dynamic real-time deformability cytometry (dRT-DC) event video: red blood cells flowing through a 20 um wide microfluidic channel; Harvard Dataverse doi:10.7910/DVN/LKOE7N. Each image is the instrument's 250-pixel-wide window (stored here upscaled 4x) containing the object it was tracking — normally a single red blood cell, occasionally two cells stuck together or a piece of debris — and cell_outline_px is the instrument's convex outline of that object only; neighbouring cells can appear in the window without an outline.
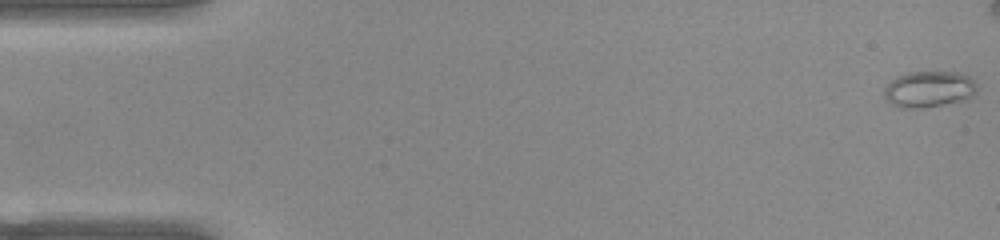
{"species": "common noctule bat (a hibernating species)", "species_latin": "Nyctalus noctula", "temperature_condition": "warm", "stored_images_in_passage": 43, "camera_frame_rate_fps": 3000, "um_per_image_px": 0.085, "animal": {"sex": "female", "body_mass_g": 22.0, "forearm_length_mm": 56.7}, "frame": {"image": 1, "passage_image": 1, "time_ms": 0.0, "image_size_px": [1000, 240], "cell_outline_px": [[972, 92], [968, 96], [956, 100], [940, 104], [920, 108], [900, 108], [888, 100], [884, 96], [884, 88], [896, 76], [908, 72], [956, 72], [968, 76], [972, 80]], "centroid_in_image_um": [78.82, 7.56], "position_along_channel_um": 6.2, "area_um2": 18.61}}
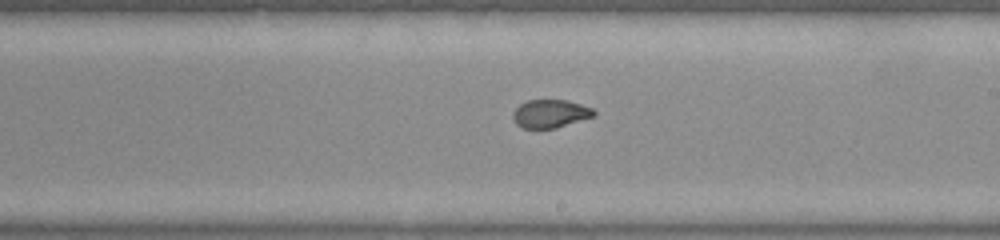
{"frame": {"image": 2, "passage_image": 30, "time_ms": 9.667, "image_size_px": [1000, 240], "cell_outline_px": [[596, 116], [556, 128], [520, 128], [516, 124], [512, 116], [512, 112], [520, 104], [528, 100], [568, 100], [592, 108], [596, 112]], "centroid_in_image_um": [46.78, 9.67], "position_along_channel_um": 242.2, "area_um2": 13.41}}
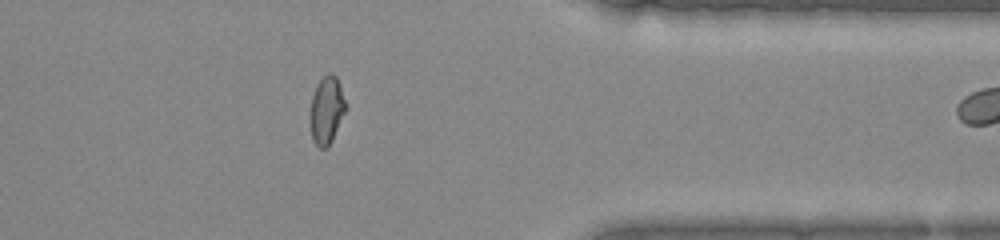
{"frame": {"image": 3, "passage_image": 42, "time_ms": 13.667, "image_size_px": [1000, 240], "cell_outline_px": [[348, 108], [332, 140], [324, 148], [320, 148], [312, 140], [312, 96], [316, 84], [328, 72], [332, 72], [336, 76], [348, 104]], "centroid_in_image_um": [27.82, 9.31], "position_along_channel_um": 383.6, "area_um2": 13.87}}